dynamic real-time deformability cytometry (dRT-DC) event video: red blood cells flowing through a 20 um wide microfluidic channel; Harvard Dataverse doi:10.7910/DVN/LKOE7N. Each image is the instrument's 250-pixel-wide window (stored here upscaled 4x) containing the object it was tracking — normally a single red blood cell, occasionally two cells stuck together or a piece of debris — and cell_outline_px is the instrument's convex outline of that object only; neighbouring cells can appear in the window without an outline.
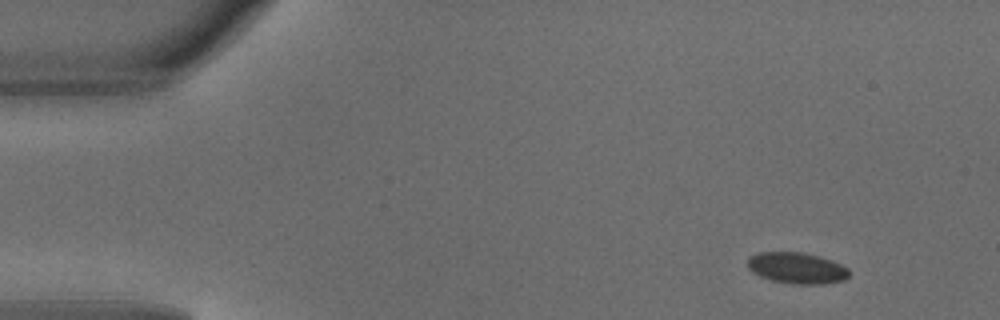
{"species": "common noctule bat (a hibernating species)", "species_latin": "Nyctalus noctula", "temperature_condition": "warm", "stored_images_in_passage": 3, "camera_frame_rate_fps": 3000, "um_per_image_px": 0.085, "animal": {"sex": "male", "body_mass_g": 18.8}, "frame": {"image": 1, "passage_image": 1, "time_ms": 0.0, "image_size_px": [1000, 320], "cell_outline_px": [[848, 276], [844, 280], [820, 284], [792, 284], [772, 280], [760, 276], [752, 272], [748, 268], [748, 256], [760, 252], [804, 252], [820, 256], [832, 260], [848, 268]], "centroid_in_image_um": [67.71, 22.77], "position_along_channel_um": 17.3, "area_um2": 18.5}}
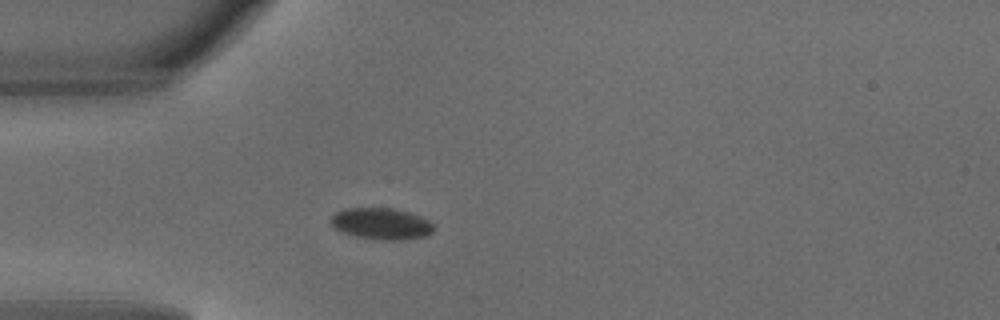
{"frame": {"image": 2, "passage_image": 3, "time_ms": 0.667, "image_size_px": [1000, 320], "cell_outline_px": [[432, 232], [424, 236], [400, 240], [384, 240], [356, 236], [340, 232], [328, 220], [336, 212], [344, 208], [392, 208], [408, 212], [420, 216], [428, 220], [432, 224]], "centroid_in_image_um": [32.37, 19.01], "position_along_channel_um": 52.6, "area_um2": 18.73}}